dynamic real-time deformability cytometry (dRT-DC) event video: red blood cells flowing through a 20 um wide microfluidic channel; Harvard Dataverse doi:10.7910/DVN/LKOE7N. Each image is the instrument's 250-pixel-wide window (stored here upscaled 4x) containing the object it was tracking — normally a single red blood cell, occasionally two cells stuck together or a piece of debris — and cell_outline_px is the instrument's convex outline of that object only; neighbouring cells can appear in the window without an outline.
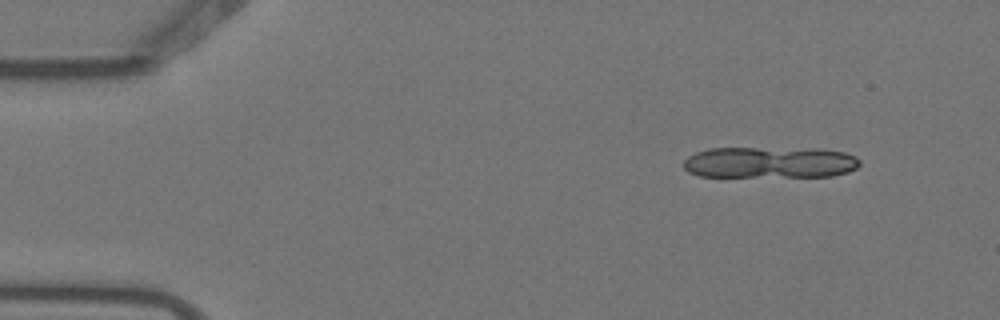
{"species": "Egyptian fruit bat (a non-hibernating species)", "species_latin": "Rousettus aegyptiacus", "temperature_condition": "warm", "stored_images_in_passage": 6, "camera_frame_rate_fps": 3000, "um_per_image_px": 0.085, "animal": {"sex": "female"}, "frame": {"image": 1, "passage_image": 1, "time_ms": 0.0, "image_size_px": [1000, 320], "cell_outline_px": [[860, 164], [856, 168], [848, 172], [832, 176], [700, 176], [688, 172], [684, 168], [684, 160], [688, 156], [696, 152], [708, 148], [820, 148], [844, 152], [856, 156], [860, 160]], "centroid_in_image_um": [65.45, 13.79], "position_along_channel_um": 19.5, "area_um2": 32.43}}